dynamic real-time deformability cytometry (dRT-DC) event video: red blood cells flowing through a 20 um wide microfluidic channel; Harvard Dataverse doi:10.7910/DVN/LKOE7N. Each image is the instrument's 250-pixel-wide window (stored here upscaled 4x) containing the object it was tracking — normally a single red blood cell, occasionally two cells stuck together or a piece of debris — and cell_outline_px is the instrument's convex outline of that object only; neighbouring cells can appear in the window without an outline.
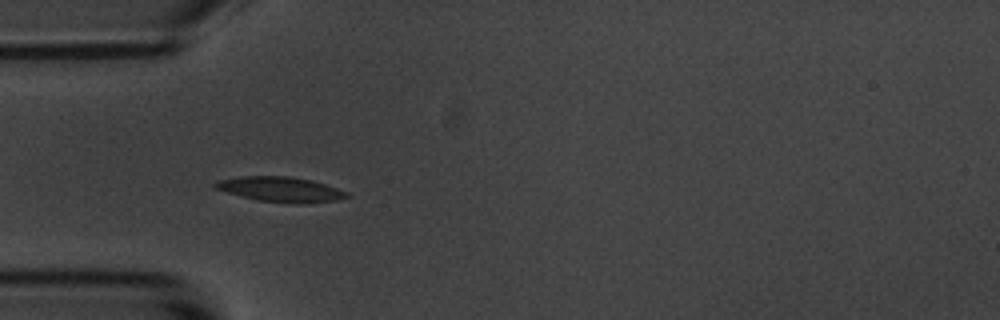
{"species": "common noctule bat (a hibernating species)", "species_latin": "Nyctalus noctula", "temperature_condition": "room temperature", "stored_images_in_passage": 6, "camera_frame_rate_fps": 3000, "um_per_image_px": 0.085, "animal": {"sex": "male", "body_mass_g": 20.1, "forearm_length_mm": 53.5}, "frame": {"image": 1, "passage_image": 5, "time_ms": 4.667, "image_size_px": [1000, 320], "cell_outline_px": [[352, 196], [340, 200], [300, 204], [296, 204], [256, 200], [228, 192], [216, 188], [212, 184], [216, 180], [240, 176], [288, 176], [312, 180], [348, 192]], "centroid_in_image_um": [23.88, 16.1], "position_along_channel_um": 61.1, "area_um2": 19.31}}